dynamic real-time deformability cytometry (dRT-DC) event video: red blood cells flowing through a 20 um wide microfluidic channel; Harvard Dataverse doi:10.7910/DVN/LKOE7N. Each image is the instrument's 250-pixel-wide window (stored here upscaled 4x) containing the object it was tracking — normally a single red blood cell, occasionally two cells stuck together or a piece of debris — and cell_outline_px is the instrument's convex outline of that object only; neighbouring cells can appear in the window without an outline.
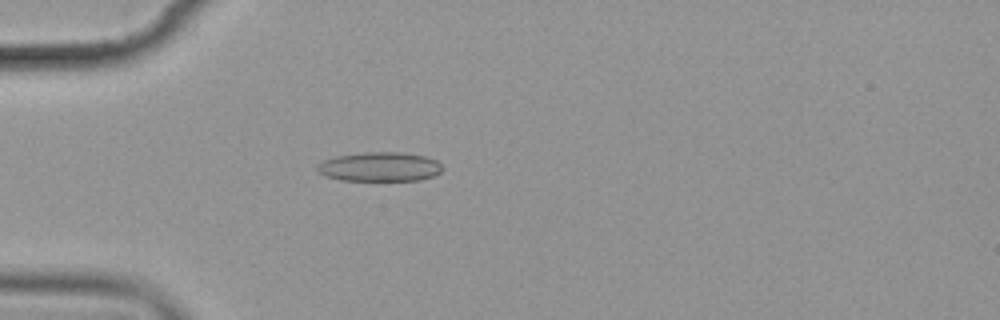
{"species": "common noctule bat (a hibernating species)", "species_latin": "Nyctalus noctula", "temperature_condition": "cold", "stored_images_in_passage": 5, "camera_frame_rate_fps": 3000, "um_per_image_px": 0.085, "animal": {"sex": "female", "body_mass_g": 19.9}, "frame": {"image": 1, "passage_image": 4, "time_ms": 3.667, "image_size_px": [1000, 320], "cell_outline_px": [[444, 168], [440, 172], [432, 176], [420, 180], [340, 180], [324, 176], [316, 172], [316, 164], [324, 160], [336, 156], [364, 152], [400, 152], [424, 156], [436, 160]], "centroid_in_image_um": [32.23, 14.17], "position_along_channel_um": 52.8, "area_um2": 21.44}}